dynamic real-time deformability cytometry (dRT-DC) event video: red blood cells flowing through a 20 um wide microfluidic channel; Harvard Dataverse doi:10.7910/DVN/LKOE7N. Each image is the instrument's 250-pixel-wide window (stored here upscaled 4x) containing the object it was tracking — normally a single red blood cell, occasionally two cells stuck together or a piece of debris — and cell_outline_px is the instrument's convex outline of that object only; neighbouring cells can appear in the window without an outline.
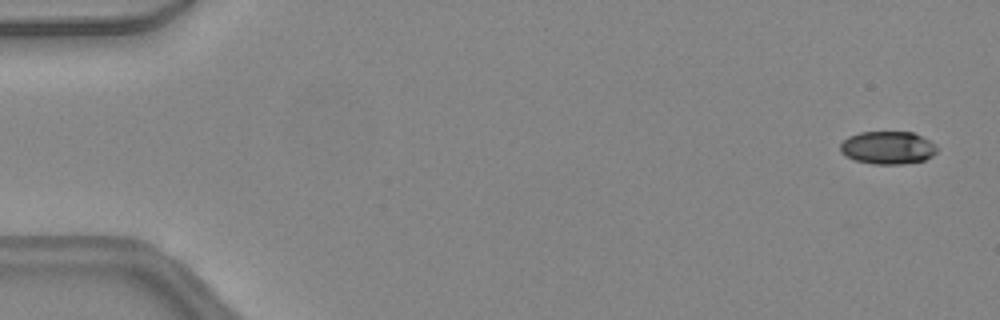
{"species": "common noctule bat (a hibernating species)", "species_latin": "Nyctalus noctula", "temperature_condition": "warm", "stored_images_in_passage": 43, "camera_frame_rate_fps": 3000, "um_per_image_px": 0.085, "animal": {"sex": "female", "body_mass_g": 24.6, "forearm_length_mm": 56.2}, "frame": {"image": 1, "passage_image": 2, "time_ms": 0.333, "image_size_px": [1000, 320], "cell_outline_px": [[936, 152], [932, 156], [924, 160], [904, 164], [872, 164], [856, 160], [840, 152], [840, 144], [848, 136], [860, 132], [912, 132], [936, 144]], "centroid_in_image_um": [75.45, 12.55], "position_along_channel_um": 9.5, "area_um2": 18.44}}
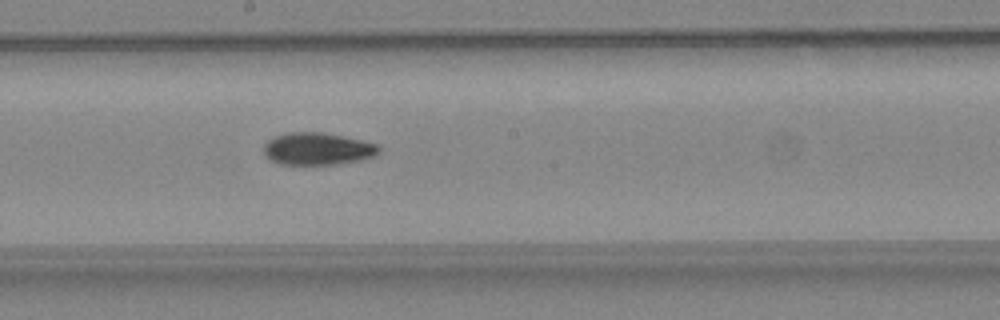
{"frame": {"image": 2, "passage_image": 26, "time_ms": 8.333, "image_size_px": [1000, 320], "cell_outline_px": [[380, 152], [376, 156], [360, 160], [336, 164], [280, 164], [268, 160], [264, 152], [264, 144], [268, 140], [276, 136], [288, 132], [320, 132], [360, 140], [376, 144], [380, 148]], "centroid_in_image_um": [26.97, 12.66], "position_along_channel_um": 221.2, "area_um2": 21.56}}
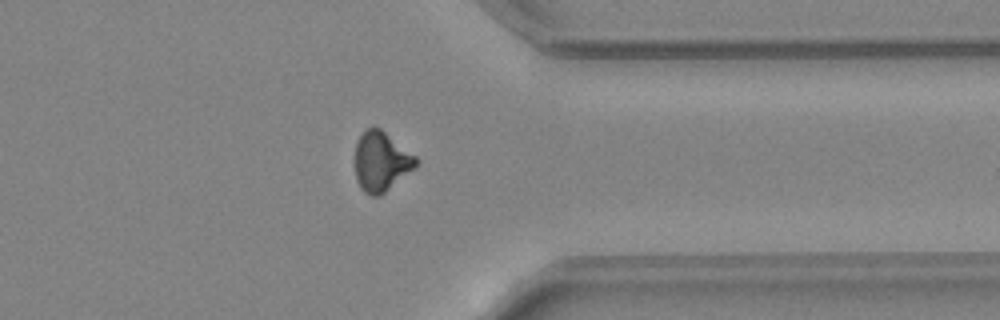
{"frame": {"image": 3, "passage_image": 37, "time_ms": 12.0, "image_size_px": [1000, 320], "cell_outline_px": [[420, 160], [416, 168], [380, 196], [372, 196], [364, 192], [360, 188], [356, 180], [356, 140], [364, 128], [380, 128], [416, 156]], "centroid_in_image_um": [32.41, 13.74], "position_along_channel_um": 379.0, "area_um2": 21.39}, "authors_computed_cell_mechanics": {"area_um2": 20.9236, "velocity_mm_per_s": 4.4826, "shape_relaxation_time_tau1_ms": 6.8867, "shape_relaxation_time_tau2_ms": 7.3616, "deformation_change_tau1": 0.1895, "deformation_change_tau2": 0.1565}}